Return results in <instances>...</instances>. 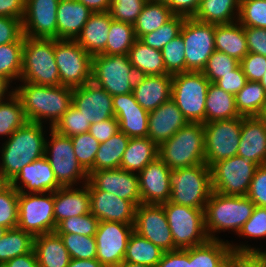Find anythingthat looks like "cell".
<instances>
[{
  "label": "cell",
  "instance_id": "obj_27",
  "mask_svg": "<svg viewBox=\"0 0 266 267\" xmlns=\"http://www.w3.org/2000/svg\"><path fill=\"white\" fill-rule=\"evenodd\" d=\"M237 156L266 165V124L259 117H242Z\"/></svg>",
  "mask_w": 266,
  "mask_h": 267
},
{
  "label": "cell",
  "instance_id": "obj_71",
  "mask_svg": "<svg viewBox=\"0 0 266 267\" xmlns=\"http://www.w3.org/2000/svg\"><path fill=\"white\" fill-rule=\"evenodd\" d=\"M10 83L11 82L7 78L0 75V102L6 100V96L10 97L13 93H15L14 89H11L13 91H8V89H10Z\"/></svg>",
  "mask_w": 266,
  "mask_h": 267
},
{
  "label": "cell",
  "instance_id": "obj_3",
  "mask_svg": "<svg viewBox=\"0 0 266 267\" xmlns=\"http://www.w3.org/2000/svg\"><path fill=\"white\" fill-rule=\"evenodd\" d=\"M255 204L247 196L223 195L212 191L205 207V229L209 239L230 230L236 234L252 216Z\"/></svg>",
  "mask_w": 266,
  "mask_h": 267
},
{
  "label": "cell",
  "instance_id": "obj_73",
  "mask_svg": "<svg viewBox=\"0 0 266 267\" xmlns=\"http://www.w3.org/2000/svg\"><path fill=\"white\" fill-rule=\"evenodd\" d=\"M119 267H153L145 264L133 263V262H123Z\"/></svg>",
  "mask_w": 266,
  "mask_h": 267
},
{
  "label": "cell",
  "instance_id": "obj_68",
  "mask_svg": "<svg viewBox=\"0 0 266 267\" xmlns=\"http://www.w3.org/2000/svg\"><path fill=\"white\" fill-rule=\"evenodd\" d=\"M92 12H108L112 0H78Z\"/></svg>",
  "mask_w": 266,
  "mask_h": 267
},
{
  "label": "cell",
  "instance_id": "obj_40",
  "mask_svg": "<svg viewBox=\"0 0 266 267\" xmlns=\"http://www.w3.org/2000/svg\"><path fill=\"white\" fill-rule=\"evenodd\" d=\"M164 251L135 231L131 234L123 262H133L156 267Z\"/></svg>",
  "mask_w": 266,
  "mask_h": 267
},
{
  "label": "cell",
  "instance_id": "obj_59",
  "mask_svg": "<svg viewBox=\"0 0 266 267\" xmlns=\"http://www.w3.org/2000/svg\"><path fill=\"white\" fill-rule=\"evenodd\" d=\"M240 66L248 81L260 82L266 72V56L249 52L240 61Z\"/></svg>",
  "mask_w": 266,
  "mask_h": 267
},
{
  "label": "cell",
  "instance_id": "obj_32",
  "mask_svg": "<svg viewBox=\"0 0 266 267\" xmlns=\"http://www.w3.org/2000/svg\"><path fill=\"white\" fill-rule=\"evenodd\" d=\"M33 250L39 267H67L71 259L55 231L34 237Z\"/></svg>",
  "mask_w": 266,
  "mask_h": 267
},
{
  "label": "cell",
  "instance_id": "obj_22",
  "mask_svg": "<svg viewBox=\"0 0 266 267\" xmlns=\"http://www.w3.org/2000/svg\"><path fill=\"white\" fill-rule=\"evenodd\" d=\"M171 169L157 157L139 173L138 181L143 204L161 205L169 201Z\"/></svg>",
  "mask_w": 266,
  "mask_h": 267
},
{
  "label": "cell",
  "instance_id": "obj_4",
  "mask_svg": "<svg viewBox=\"0 0 266 267\" xmlns=\"http://www.w3.org/2000/svg\"><path fill=\"white\" fill-rule=\"evenodd\" d=\"M158 147V157L171 170L204 164V125L188 122Z\"/></svg>",
  "mask_w": 266,
  "mask_h": 267
},
{
  "label": "cell",
  "instance_id": "obj_18",
  "mask_svg": "<svg viewBox=\"0 0 266 267\" xmlns=\"http://www.w3.org/2000/svg\"><path fill=\"white\" fill-rule=\"evenodd\" d=\"M60 0H25L23 34L29 38L57 39V6Z\"/></svg>",
  "mask_w": 266,
  "mask_h": 267
},
{
  "label": "cell",
  "instance_id": "obj_49",
  "mask_svg": "<svg viewBox=\"0 0 266 267\" xmlns=\"http://www.w3.org/2000/svg\"><path fill=\"white\" fill-rule=\"evenodd\" d=\"M99 220L91 213L72 216L60 221L55 229L56 233H73L85 236H95Z\"/></svg>",
  "mask_w": 266,
  "mask_h": 267
},
{
  "label": "cell",
  "instance_id": "obj_75",
  "mask_svg": "<svg viewBox=\"0 0 266 267\" xmlns=\"http://www.w3.org/2000/svg\"><path fill=\"white\" fill-rule=\"evenodd\" d=\"M260 84L264 87V89L266 91V72L264 73V75L260 81Z\"/></svg>",
  "mask_w": 266,
  "mask_h": 267
},
{
  "label": "cell",
  "instance_id": "obj_8",
  "mask_svg": "<svg viewBox=\"0 0 266 267\" xmlns=\"http://www.w3.org/2000/svg\"><path fill=\"white\" fill-rule=\"evenodd\" d=\"M137 76L128 54L93 56L91 81L111 96L131 93Z\"/></svg>",
  "mask_w": 266,
  "mask_h": 267
},
{
  "label": "cell",
  "instance_id": "obj_15",
  "mask_svg": "<svg viewBox=\"0 0 266 267\" xmlns=\"http://www.w3.org/2000/svg\"><path fill=\"white\" fill-rule=\"evenodd\" d=\"M180 34L185 45V72H202L215 51V24L185 18Z\"/></svg>",
  "mask_w": 266,
  "mask_h": 267
},
{
  "label": "cell",
  "instance_id": "obj_48",
  "mask_svg": "<svg viewBox=\"0 0 266 267\" xmlns=\"http://www.w3.org/2000/svg\"><path fill=\"white\" fill-rule=\"evenodd\" d=\"M71 141L78 163L88 172L94 166L100 143L89 132L72 136Z\"/></svg>",
  "mask_w": 266,
  "mask_h": 267
},
{
  "label": "cell",
  "instance_id": "obj_25",
  "mask_svg": "<svg viewBox=\"0 0 266 267\" xmlns=\"http://www.w3.org/2000/svg\"><path fill=\"white\" fill-rule=\"evenodd\" d=\"M148 121V137L158 146L188 123L172 99L149 112Z\"/></svg>",
  "mask_w": 266,
  "mask_h": 267
},
{
  "label": "cell",
  "instance_id": "obj_16",
  "mask_svg": "<svg viewBox=\"0 0 266 267\" xmlns=\"http://www.w3.org/2000/svg\"><path fill=\"white\" fill-rule=\"evenodd\" d=\"M134 224L99 221L95 233L96 259L105 267H119L124 261L127 244Z\"/></svg>",
  "mask_w": 266,
  "mask_h": 267
},
{
  "label": "cell",
  "instance_id": "obj_67",
  "mask_svg": "<svg viewBox=\"0 0 266 267\" xmlns=\"http://www.w3.org/2000/svg\"><path fill=\"white\" fill-rule=\"evenodd\" d=\"M1 267H39L34 250L8 260Z\"/></svg>",
  "mask_w": 266,
  "mask_h": 267
},
{
  "label": "cell",
  "instance_id": "obj_54",
  "mask_svg": "<svg viewBox=\"0 0 266 267\" xmlns=\"http://www.w3.org/2000/svg\"><path fill=\"white\" fill-rule=\"evenodd\" d=\"M19 192L10 185L0 193V226L6 229L17 228Z\"/></svg>",
  "mask_w": 266,
  "mask_h": 267
},
{
  "label": "cell",
  "instance_id": "obj_20",
  "mask_svg": "<svg viewBox=\"0 0 266 267\" xmlns=\"http://www.w3.org/2000/svg\"><path fill=\"white\" fill-rule=\"evenodd\" d=\"M88 180L98 189L131 201L136 207L142 203L138 174L120 168L93 171Z\"/></svg>",
  "mask_w": 266,
  "mask_h": 267
},
{
  "label": "cell",
  "instance_id": "obj_47",
  "mask_svg": "<svg viewBox=\"0 0 266 267\" xmlns=\"http://www.w3.org/2000/svg\"><path fill=\"white\" fill-rule=\"evenodd\" d=\"M69 252L71 259H96L97 248L95 236L73 233H57Z\"/></svg>",
  "mask_w": 266,
  "mask_h": 267
},
{
  "label": "cell",
  "instance_id": "obj_36",
  "mask_svg": "<svg viewBox=\"0 0 266 267\" xmlns=\"http://www.w3.org/2000/svg\"><path fill=\"white\" fill-rule=\"evenodd\" d=\"M239 12L240 0H201L192 18L209 24H229L238 21Z\"/></svg>",
  "mask_w": 266,
  "mask_h": 267
},
{
  "label": "cell",
  "instance_id": "obj_42",
  "mask_svg": "<svg viewBox=\"0 0 266 267\" xmlns=\"http://www.w3.org/2000/svg\"><path fill=\"white\" fill-rule=\"evenodd\" d=\"M34 237L19 228L7 229L0 238V267L8 260L33 250Z\"/></svg>",
  "mask_w": 266,
  "mask_h": 267
},
{
  "label": "cell",
  "instance_id": "obj_76",
  "mask_svg": "<svg viewBox=\"0 0 266 267\" xmlns=\"http://www.w3.org/2000/svg\"><path fill=\"white\" fill-rule=\"evenodd\" d=\"M6 231L7 229L5 227L0 226V238L5 234Z\"/></svg>",
  "mask_w": 266,
  "mask_h": 267
},
{
  "label": "cell",
  "instance_id": "obj_53",
  "mask_svg": "<svg viewBox=\"0 0 266 267\" xmlns=\"http://www.w3.org/2000/svg\"><path fill=\"white\" fill-rule=\"evenodd\" d=\"M90 123L73 105L62 115L52 127L56 132L64 136H75L89 132Z\"/></svg>",
  "mask_w": 266,
  "mask_h": 267
},
{
  "label": "cell",
  "instance_id": "obj_60",
  "mask_svg": "<svg viewBox=\"0 0 266 267\" xmlns=\"http://www.w3.org/2000/svg\"><path fill=\"white\" fill-rule=\"evenodd\" d=\"M247 81V77L245 76L241 66L239 65L232 71V73L224 75L214 84L225 92L231 93L235 96L245 86Z\"/></svg>",
  "mask_w": 266,
  "mask_h": 267
},
{
  "label": "cell",
  "instance_id": "obj_14",
  "mask_svg": "<svg viewBox=\"0 0 266 267\" xmlns=\"http://www.w3.org/2000/svg\"><path fill=\"white\" fill-rule=\"evenodd\" d=\"M242 116L204 123L205 163L211 167L218 161L237 156L241 137Z\"/></svg>",
  "mask_w": 266,
  "mask_h": 267
},
{
  "label": "cell",
  "instance_id": "obj_77",
  "mask_svg": "<svg viewBox=\"0 0 266 267\" xmlns=\"http://www.w3.org/2000/svg\"><path fill=\"white\" fill-rule=\"evenodd\" d=\"M147 1H152V2H167L168 0H147Z\"/></svg>",
  "mask_w": 266,
  "mask_h": 267
},
{
  "label": "cell",
  "instance_id": "obj_33",
  "mask_svg": "<svg viewBox=\"0 0 266 267\" xmlns=\"http://www.w3.org/2000/svg\"><path fill=\"white\" fill-rule=\"evenodd\" d=\"M215 50L241 61L248 53L244 26L238 21L215 24Z\"/></svg>",
  "mask_w": 266,
  "mask_h": 267
},
{
  "label": "cell",
  "instance_id": "obj_2",
  "mask_svg": "<svg viewBox=\"0 0 266 267\" xmlns=\"http://www.w3.org/2000/svg\"><path fill=\"white\" fill-rule=\"evenodd\" d=\"M43 126L27 121L2 144L0 171L10 182L25 165L45 155Z\"/></svg>",
  "mask_w": 266,
  "mask_h": 267
},
{
  "label": "cell",
  "instance_id": "obj_5",
  "mask_svg": "<svg viewBox=\"0 0 266 267\" xmlns=\"http://www.w3.org/2000/svg\"><path fill=\"white\" fill-rule=\"evenodd\" d=\"M169 181L170 202L205 211L212 193L211 170L206 163L171 170Z\"/></svg>",
  "mask_w": 266,
  "mask_h": 267
},
{
  "label": "cell",
  "instance_id": "obj_7",
  "mask_svg": "<svg viewBox=\"0 0 266 267\" xmlns=\"http://www.w3.org/2000/svg\"><path fill=\"white\" fill-rule=\"evenodd\" d=\"M210 81L202 72L172 75L171 99L190 123H206V97Z\"/></svg>",
  "mask_w": 266,
  "mask_h": 267
},
{
  "label": "cell",
  "instance_id": "obj_58",
  "mask_svg": "<svg viewBox=\"0 0 266 267\" xmlns=\"http://www.w3.org/2000/svg\"><path fill=\"white\" fill-rule=\"evenodd\" d=\"M247 197L255 206L266 207V165L256 168Z\"/></svg>",
  "mask_w": 266,
  "mask_h": 267
},
{
  "label": "cell",
  "instance_id": "obj_57",
  "mask_svg": "<svg viewBox=\"0 0 266 267\" xmlns=\"http://www.w3.org/2000/svg\"><path fill=\"white\" fill-rule=\"evenodd\" d=\"M22 19L0 17V45L12 42H24Z\"/></svg>",
  "mask_w": 266,
  "mask_h": 267
},
{
  "label": "cell",
  "instance_id": "obj_52",
  "mask_svg": "<svg viewBox=\"0 0 266 267\" xmlns=\"http://www.w3.org/2000/svg\"><path fill=\"white\" fill-rule=\"evenodd\" d=\"M238 22L244 27L266 29V0H240Z\"/></svg>",
  "mask_w": 266,
  "mask_h": 267
},
{
  "label": "cell",
  "instance_id": "obj_12",
  "mask_svg": "<svg viewBox=\"0 0 266 267\" xmlns=\"http://www.w3.org/2000/svg\"><path fill=\"white\" fill-rule=\"evenodd\" d=\"M50 141L45 143V157L49 161L57 182L62 187L74 186L88 181V173L78 163L71 137L64 136L49 127Z\"/></svg>",
  "mask_w": 266,
  "mask_h": 267
},
{
  "label": "cell",
  "instance_id": "obj_30",
  "mask_svg": "<svg viewBox=\"0 0 266 267\" xmlns=\"http://www.w3.org/2000/svg\"><path fill=\"white\" fill-rule=\"evenodd\" d=\"M112 17L109 12H94L75 41L94 56L105 51Z\"/></svg>",
  "mask_w": 266,
  "mask_h": 267
},
{
  "label": "cell",
  "instance_id": "obj_64",
  "mask_svg": "<svg viewBox=\"0 0 266 267\" xmlns=\"http://www.w3.org/2000/svg\"><path fill=\"white\" fill-rule=\"evenodd\" d=\"M156 267H188V249L164 252Z\"/></svg>",
  "mask_w": 266,
  "mask_h": 267
},
{
  "label": "cell",
  "instance_id": "obj_51",
  "mask_svg": "<svg viewBox=\"0 0 266 267\" xmlns=\"http://www.w3.org/2000/svg\"><path fill=\"white\" fill-rule=\"evenodd\" d=\"M240 65V61L230 57L226 53L214 51L207 60L205 67L202 70L204 76L211 82L215 83L228 73H232Z\"/></svg>",
  "mask_w": 266,
  "mask_h": 267
},
{
  "label": "cell",
  "instance_id": "obj_17",
  "mask_svg": "<svg viewBox=\"0 0 266 267\" xmlns=\"http://www.w3.org/2000/svg\"><path fill=\"white\" fill-rule=\"evenodd\" d=\"M134 231L164 252L174 251L173 236L162 205L143 204L136 207Z\"/></svg>",
  "mask_w": 266,
  "mask_h": 267
},
{
  "label": "cell",
  "instance_id": "obj_24",
  "mask_svg": "<svg viewBox=\"0 0 266 267\" xmlns=\"http://www.w3.org/2000/svg\"><path fill=\"white\" fill-rule=\"evenodd\" d=\"M11 185L22 193L54 192L62 187L57 182L54 171L45 156L25 165L11 181Z\"/></svg>",
  "mask_w": 266,
  "mask_h": 267
},
{
  "label": "cell",
  "instance_id": "obj_13",
  "mask_svg": "<svg viewBox=\"0 0 266 267\" xmlns=\"http://www.w3.org/2000/svg\"><path fill=\"white\" fill-rule=\"evenodd\" d=\"M258 167L239 156L218 161L210 167L212 191L223 195L247 196Z\"/></svg>",
  "mask_w": 266,
  "mask_h": 267
},
{
  "label": "cell",
  "instance_id": "obj_23",
  "mask_svg": "<svg viewBox=\"0 0 266 267\" xmlns=\"http://www.w3.org/2000/svg\"><path fill=\"white\" fill-rule=\"evenodd\" d=\"M115 118L119 131L129 138L148 137V115L134 98L133 93L113 96Z\"/></svg>",
  "mask_w": 266,
  "mask_h": 267
},
{
  "label": "cell",
  "instance_id": "obj_46",
  "mask_svg": "<svg viewBox=\"0 0 266 267\" xmlns=\"http://www.w3.org/2000/svg\"><path fill=\"white\" fill-rule=\"evenodd\" d=\"M185 18L182 15H173L160 28L141 36L139 40L149 47L161 50L167 43L180 34Z\"/></svg>",
  "mask_w": 266,
  "mask_h": 267
},
{
  "label": "cell",
  "instance_id": "obj_19",
  "mask_svg": "<svg viewBox=\"0 0 266 267\" xmlns=\"http://www.w3.org/2000/svg\"><path fill=\"white\" fill-rule=\"evenodd\" d=\"M72 105L90 124L115 117L113 96L92 81L73 88Z\"/></svg>",
  "mask_w": 266,
  "mask_h": 267
},
{
  "label": "cell",
  "instance_id": "obj_21",
  "mask_svg": "<svg viewBox=\"0 0 266 267\" xmlns=\"http://www.w3.org/2000/svg\"><path fill=\"white\" fill-rule=\"evenodd\" d=\"M86 185L90 193V212L99 221L134 224L136 206L113 193L98 190L89 180Z\"/></svg>",
  "mask_w": 266,
  "mask_h": 267
},
{
  "label": "cell",
  "instance_id": "obj_69",
  "mask_svg": "<svg viewBox=\"0 0 266 267\" xmlns=\"http://www.w3.org/2000/svg\"><path fill=\"white\" fill-rule=\"evenodd\" d=\"M230 247L233 252H256L263 260L265 266H266V250L261 251L259 248L250 247V245H234L230 243Z\"/></svg>",
  "mask_w": 266,
  "mask_h": 267
},
{
  "label": "cell",
  "instance_id": "obj_28",
  "mask_svg": "<svg viewBox=\"0 0 266 267\" xmlns=\"http://www.w3.org/2000/svg\"><path fill=\"white\" fill-rule=\"evenodd\" d=\"M78 0H60L57 6V39L75 40L93 14Z\"/></svg>",
  "mask_w": 266,
  "mask_h": 267
},
{
  "label": "cell",
  "instance_id": "obj_34",
  "mask_svg": "<svg viewBox=\"0 0 266 267\" xmlns=\"http://www.w3.org/2000/svg\"><path fill=\"white\" fill-rule=\"evenodd\" d=\"M158 150V145L149 137L130 138L120 169L138 174L158 157Z\"/></svg>",
  "mask_w": 266,
  "mask_h": 267
},
{
  "label": "cell",
  "instance_id": "obj_31",
  "mask_svg": "<svg viewBox=\"0 0 266 267\" xmlns=\"http://www.w3.org/2000/svg\"><path fill=\"white\" fill-rule=\"evenodd\" d=\"M231 253L229 241L209 239L201 245L188 248V267H227Z\"/></svg>",
  "mask_w": 266,
  "mask_h": 267
},
{
  "label": "cell",
  "instance_id": "obj_1",
  "mask_svg": "<svg viewBox=\"0 0 266 267\" xmlns=\"http://www.w3.org/2000/svg\"><path fill=\"white\" fill-rule=\"evenodd\" d=\"M14 91L29 122L43 124L46 119L45 122L49 120L53 127L72 105L73 88L63 85L40 86L23 82Z\"/></svg>",
  "mask_w": 266,
  "mask_h": 267
},
{
  "label": "cell",
  "instance_id": "obj_45",
  "mask_svg": "<svg viewBox=\"0 0 266 267\" xmlns=\"http://www.w3.org/2000/svg\"><path fill=\"white\" fill-rule=\"evenodd\" d=\"M24 42L0 45V75L11 83L21 78Z\"/></svg>",
  "mask_w": 266,
  "mask_h": 267
},
{
  "label": "cell",
  "instance_id": "obj_44",
  "mask_svg": "<svg viewBox=\"0 0 266 267\" xmlns=\"http://www.w3.org/2000/svg\"><path fill=\"white\" fill-rule=\"evenodd\" d=\"M26 122L22 103L15 93L0 102V136L9 138Z\"/></svg>",
  "mask_w": 266,
  "mask_h": 267
},
{
  "label": "cell",
  "instance_id": "obj_70",
  "mask_svg": "<svg viewBox=\"0 0 266 267\" xmlns=\"http://www.w3.org/2000/svg\"><path fill=\"white\" fill-rule=\"evenodd\" d=\"M67 267H105L97 259H70Z\"/></svg>",
  "mask_w": 266,
  "mask_h": 267
},
{
  "label": "cell",
  "instance_id": "obj_10",
  "mask_svg": "<svg viewBox=\"0 0 266 267\" xmlns=\"http://www.w3.org/2000/svg\"><path fill=\"white\" fill-rule=\"evenodd\" d=\"M54 55L60 85L77 88L91 81L93 56L75 40L54 39Z\"/></svg>",
  "mask_w": 266,
  "mask_h": 267
},
{
  "label": "cell",
  "instance_id": "obj_43",
  "mask_svg": "<svg viewBox=\"0 0 266 267\" xmlns=\"http://www.w3.org/2000/svg\"><path fill=\"white\" fill-rule=\"evenodd\" d=\"M136 40L134 25L112 19L105 51L102 54H128Z\"/></svg>",
  "mask_w": 266,
  "mask_h": 267
},
{
  "label": "cell",
  "instance_id": "obj_9",
  "mask_svg": "<svg viewBox=\"0 0 266 267\" xmlns=\"http://www.w3.org/2000/svg\"><path fill=\"white\" fill-rule=\"evenodd\" d=\"M161 205L166 213L175 250L192 248L209 240L203 209L178 205L170 201Z\"/></svg>",
  "mask_w": 266,
  "mask_h": 267
},
{
  "label": "cell",
  "instance_id": "obj_38",
  "mask_svg": "<svg viewBox=\"0 0 266 267\" xmlns=\"http://www.w3.org/2000/svg\"><path fill=\"white\" fill-rule=\"evenodd\" d=\"M130 138L119 131L106 142L100 143L95 155L94 166L87 172L88 176L93 171L120 168V164Z\"/></svg>",
  "mask_w": 266,
  "mask_h": 267
},
{
  "label": "cell",
  "instance_id": "obj_74",
  "mask_svg": "<svg viewBox=\"0 0 266 267\" xmlns=\"http://www.w3.org/2000/svg\"><path fill=\"white\" fill-rule=\"evenodd\" d=\"M266 124V102L263 106L261 113L258 116Z\"/></svg>",
  "mask_w": 266,
  "mask_h": 267
},
{
  "label": "cell",
  "instance_id": "obj_6",
  "mask_svg": "<svg viewBox=\"0 0 266 267\" xmlns=\"http://www.w3.org/2000/svg\"><path fill=\"white\" fill-rule=\"evenodd\" d=\"M20 81L40 86L60 85L54 39L25 37Z\"/></svg>",
  "mask_w": 266,
  "mask_h": 267
},
{
  "label": "cell",
  "instance_id": "obj_29",
  "mask_svg": "<svg viewBox=\"0 0 266 267\" xmlns=\"http://www.w3.org/2000/svg\"><path fill=\"white\" fill-rule=\"evenodd\" d=\"M75 188L60 187L54 191V218L56 225L69 217L90 212V193L86 184Z\"/></svg>",
  "mask_w": 266,
  "mask_h": 267
},
{
  "label": "cell",
  "instance_id": "obj_61",
  "mask_svg": "<svg viewBox=\"0 0 266 267\" xmlns=\"http://www.w3.org/2000/svg\"><path fill=\"white\" fill-rule=\"evenodd\" d=\"M248 51L266 56V29L244 27Z\"/></svg>",
  "mask_w": 266,
  "mask_h": 267
},
{
  "label": "cell",
  "instance_id": "obj_37",
  "mask_svg": "<svg viewBox=\"0 0 266 267\" xmlns=\"http://www.w3.org/2000/svg\"><path fill=\"white\" fill-rule=\"evenodd\" d=\"M206 123L241 117L236 108L235 96L210 83L206 97Z\"/></svg>",
  "mask_w": 266,
  "mask_h": 267
},
{
  "label": "cell",
  "instance_id": "obj_63",
  "mask_svg": "<svg viewBox=\"0 0 266 267\" xmlns=\"http://www.w3.org/2000/svg\"><path fill=\"white\" fill-rule=\"evenodd\" d=\"M227 267H266L256 252H233L228 259Z\"/></svg>",
  "mask_w": 266,
  "mask_h": 267
},
{
  "label": "cell",
  "instance_id": "obj_41",
  "mask_svg": "<svg viewBox=\"0 0 266 267\" xmlns=\"http://www.w3.org/2000/svg\"><path fill=\"white\" fill-rule=\"evenodd\" d=\"M266 102V91L260 82L247 81L235 95L237 111L242 117H258Z\"/></svg>",
  "mask_w": 266,
  "mask_h": 267
},
{
  "label": "cell",
  "instance_id": "obj_35",
  "mask_svg": "<svg viewBox=\"0 0 266 267\" xmlns=\"http://www.w3.org/2000/svg\"><path fill=\"white\" fill-rule=\"evenodd\" d=\"M128 58L138 76L168 74L161 50L149 47L136 39L128 52Z\"/></svg>",
  "mask_w": 266,
  "mask_h": 267
},
{
  "label": "cell",
  "instance_id": "obj_66",
  "mask_svg": "<svg viewBox=\"0 0 266 267\" xmlns=\"http://www.w3.org/2000/svg\"><path fill=\"white\" fill-rule=\"evenodd\" d=\"M25 0H0V17L23 19Z\"/></svg>",
  "mask_w": 266,
  "mask_h": 267
},
{
  "label": "cell",
  "instance_id": "obj_56",
  "mask_svg": "<svg viewBox=\"0 0 266 267\" xmlns=\"http://www.w3.org/2000/svg\"><path fill=\"white\" fill-rule=\"evenodd\" d=\"M239 237L266 238V207L255 206L252 216L238 232Z\"/></svg>",
  "mask_w": 266,
  "mask_h": 267
},
{
  "label": "cell",
  "instance_id": "obj_50",
  "mask_svg": "<svg viewBox=\"0 0 266 267\" xmlns=\"http://www.w3.org/2000/svg\"><path fill=\"white\" fill-rule=\"evenodd\" d=\"M161 54L168 74L185 72V45L181 34L167 43L161 49Z\"/></svg>",
  "mask_w": 266,
  "mask_h": 267
},
{
  "label": "cell",
  "instance_id": "obj_62",
  "mask_svg": "<svg viewBox=\"0 0 266 267\" xmlns=\"http://www.w3.org/2000/svg\"><path fill=\"white\" fill-rule=\"evenodd\" d=\"M119 132V123L115 117L90 125L89 133L99 142L104 143Z\"/></svg>",
  "mask_w": 266,
  "mask_h": 267
},
{
  "label": "cell",
  "instance_id": "obj_72",
  "mask_svg": "<svg viewBox=\"0 0 266 267\" xmlns=\"http://www.w3.org/2000/svg\"><path fill=\"white\" fill-rule=\"evenodd\" d=\"M10 185H11V182L0 171V193L5 191Z\"/></svg>",
  "mask_w": 266,
  "mask_h": 267
},
{
  "label": "cell",
  "instance_id": "obj_65",
  "mask_svg": "<svg viewBox=\"0 0 266 267\" xmlns=\"http://www.w3.org/2000/svg\"><path fill=\"white\" fill-rule=\"evenodd\" d=\"M201 0H168L167 6L174 15L192 18L198 10Z\"/></svg>",
  "mask_w": 266,
  "mask_h": 267
},
{
  "label": "cell",
  "instance_id": "obj_26",
  "mask_svg": "<svg viewBox=\"0 0 266 267\" xmlns=\"http://www.w3.org/2000/svg\"><path fill=\"white\" fill-rule=\"evenodd\" d=\"M132 93L137 103L151 112L171 99L172 75L137 76Z\"/></svg>",
  "mask_w": 266,
  "mask_h": 267
},
{
  "label": "cell",
  "instance_id": "obj_11",
  "mask_svg": "<svg viewBox=\"0 0 266 267\" xmlns=\"http://www.w3.org/2000/svg\"><path fill=\"white\" fill-rule=\"evenodd\" d=\"M56 226L54 218V192H19L17 228L36 237L54 232Z\"/></svg>",
  "mask_w": 266,
  "mask_h": 267
},
{
  "label": "cell",
  "instance_id": "obj_39",
  "mask_svg": "<svg viewBox=\"0 0 266 267\" xmlns=\"http://www.w3.org/2000/svg\"><path fill=\"white\" fill-rule=\"evenodd\" d=\"M173 15L165 2L147 1L133 24L136 39L157 30Z\"/></svg>",
  "mask_w": 266,
  "mask_h": 267
},
{
  "label": "cell",
  "instance_id": "obj_55",
  "mask_svg": "<svg viewBox=\"0 0 266 267\" xmlns=\"http://www.w3.org/2000/svg\"><path fill=\"white\" fill-rule=\"evenodd\" d=\"M147 0H112L109 13L114 20L134 24Z\"/></svg>",
  "mask_w": 266,
  "mask_h": 267
}]
</instances>
